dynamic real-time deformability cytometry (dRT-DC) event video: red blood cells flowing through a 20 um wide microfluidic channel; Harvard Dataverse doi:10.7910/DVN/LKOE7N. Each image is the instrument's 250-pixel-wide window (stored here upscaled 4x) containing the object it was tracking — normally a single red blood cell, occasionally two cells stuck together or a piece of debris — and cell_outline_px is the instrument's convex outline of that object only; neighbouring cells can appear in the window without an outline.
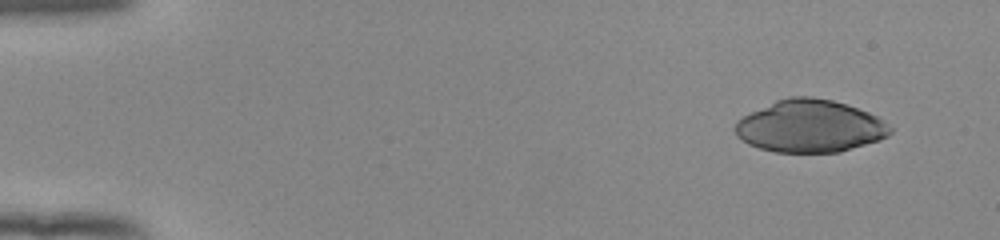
{"species": "human", "species_latin": "Homo sapiens", "temperature_condition": "room temperature", "stored_images_in_passage": 49, "camera_frame_rate_fps": 3000, "um_per_image_px": 0.085, "donor": {"sex": "female"}, "frame": {"image": 1, "passage_image": 1, "time_ms": 0.0, "image_size_px": [1000, 240], "cell_outline_px": [[892, 132], [888, 136], [880, 140], [840, 152], [776, 152], [760, 148], [748, 144], [736, 136], [736, 120], [776, 100], [788, 96], [812, 96], [832, 100], [868, 112], [876, 116], [892, 128]], "centroid_in_image_um": [68.85, 10.73], "position_along_channel_um": 16.2, "area_um2": 47.11}}
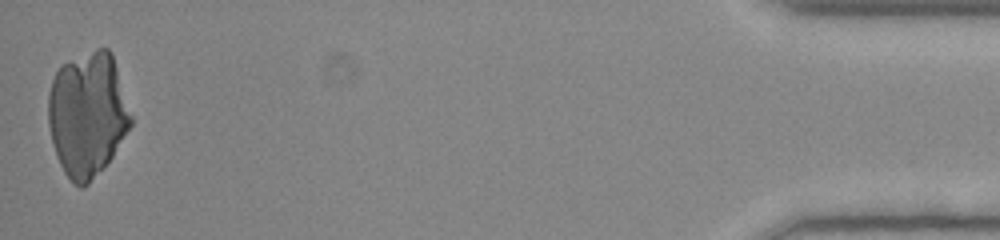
{"frame": {"image": 2, "passage_image": 49, "time_ms": 16.0, "image_size_px": [1000, 240], "cell_outline_px": [[132, 124], [112, 156], [88, 184], [84, 188], [80, 188], [72, 184], [64, 172], [56, 156], [48, 124], [48, 92], [52, 80], [60, 64], [68, 60], [96, 48], [108, 48], [112, 52], [132, 116]], "centroid_in_image_um": [7.42, 9.7], "position_along_channel_um": 427.8, "area_um2": 60.23}}